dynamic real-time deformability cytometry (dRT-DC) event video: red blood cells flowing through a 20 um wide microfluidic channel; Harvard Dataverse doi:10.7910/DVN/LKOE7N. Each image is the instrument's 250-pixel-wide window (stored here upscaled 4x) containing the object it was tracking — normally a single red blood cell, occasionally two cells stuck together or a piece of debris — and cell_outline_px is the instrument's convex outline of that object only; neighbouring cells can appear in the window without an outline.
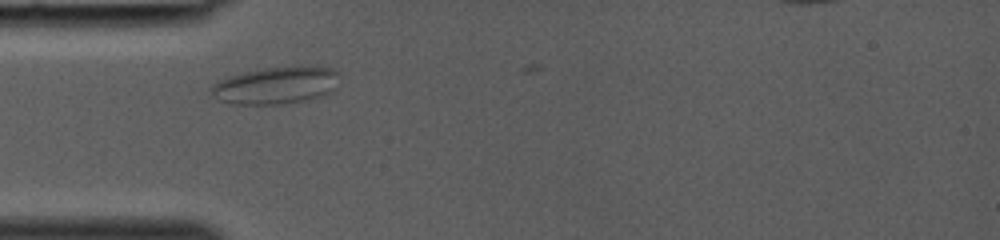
{"species": "common noctule bat (a hibernating species)", "species_latin": "Nyctalus noctula", "temperature_condition": "room temperature", "stored_images_in_passage": 5, "camera_frame_rate_fps": 3000, "um_per_image_px": 0.085, "animal": {"sex": "female", "body_mass_g": 19.0, "forearm_length_mm": 53.3}, "frame": {"image": 1, "passage_image": 3, "time_ms": 0.667, "image_size_px": [1000, 240], "cell_outline_px": [[340, 72], [332, 92], [324, 96], [308, 100], [276, 104], [232, 104], [220, 100], [212, 96], [212, 84], [216, 80], [228, 76], [260, 68], [332, 68]], "centroid_in_image_um": [23.41, 7.28], "position_along_channel_um": 61.6, "area_um2": 27.46}}